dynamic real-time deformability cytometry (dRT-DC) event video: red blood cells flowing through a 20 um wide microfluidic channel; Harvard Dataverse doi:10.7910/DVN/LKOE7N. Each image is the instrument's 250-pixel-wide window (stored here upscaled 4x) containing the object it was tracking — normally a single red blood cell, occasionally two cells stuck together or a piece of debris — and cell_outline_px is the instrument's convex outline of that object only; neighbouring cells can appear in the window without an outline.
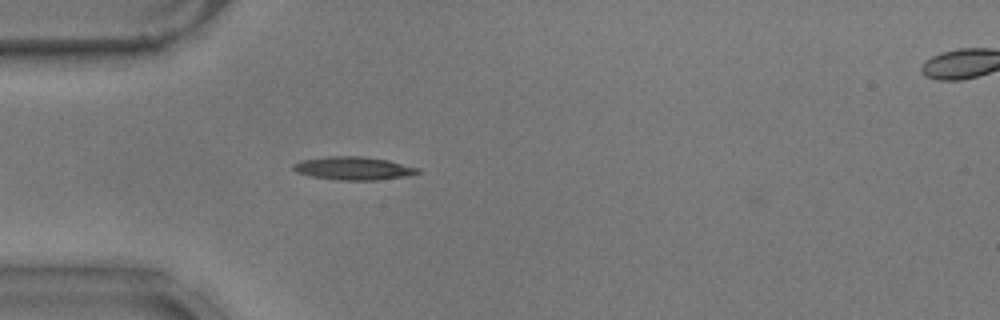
{"species": "common noctule bat (a hibernating species)", "species_latin": "Nyctalus noctula", "temperature_condition": "warm", "stored_images_in_passage": 3, "camera_frame_rate_fps": 3000, "um_per_image_px": 0.085, "animal": {"sex": "male", "body_mass_g": 17.9}, "frame": {"image": 1, "passage_image": 2, "time_ms": 0.333, "image_size_px": [1000, 320], "cell_outline_px": [[420, 172], [412, 176], [376, 180], [336, 180], [308, 176], [296, 172], [292, 168], [292, 164], [300, 160], [324, 156], [360, 156], [388, 160], [420, 168]], "centroid_in_image_um": [30.03, 14.31], "position_along_channel_um": 55.0, "area_um2": 17.17}}